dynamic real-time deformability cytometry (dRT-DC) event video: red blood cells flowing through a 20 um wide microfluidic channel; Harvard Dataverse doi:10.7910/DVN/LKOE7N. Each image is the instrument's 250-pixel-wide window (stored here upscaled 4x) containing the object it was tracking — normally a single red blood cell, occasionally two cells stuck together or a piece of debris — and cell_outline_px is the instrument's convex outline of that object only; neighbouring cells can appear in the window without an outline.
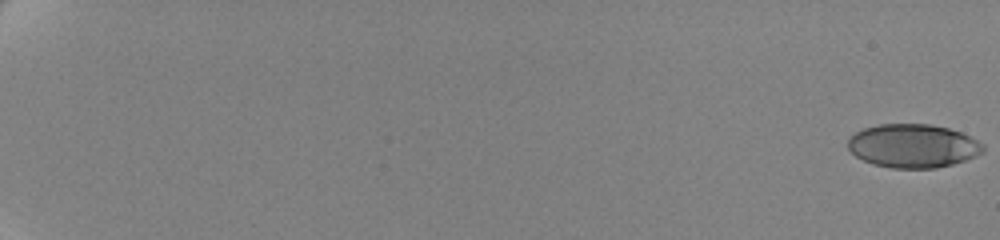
{"species": "human", "species_latin": "Homo sapiens", "temperature_condition": "cold", "stored_images_in_passage": 62, "camera_frame_rate_fps": 3000, "um_per_image_px": 0.085, "donor": {"sex": "female"}, "frame": {"image": 1, "passage_image": 1, "time_ms": 0.0, "image_size_px": [1000, 240], "cell_outline_px": [[984, 152], [976, 156], [952, 164], [936, 168], [892, 168], [872, 164], [856, 156], [848, 148], [848, 136], [864, 128], [880, 124], [932, 124], [948, 128], [960, 132], [984, 144]], "centroid_in_image_um": [77.59, 12.4], "position_along_channel_um": 7.4, "area_um2": 34.33}}
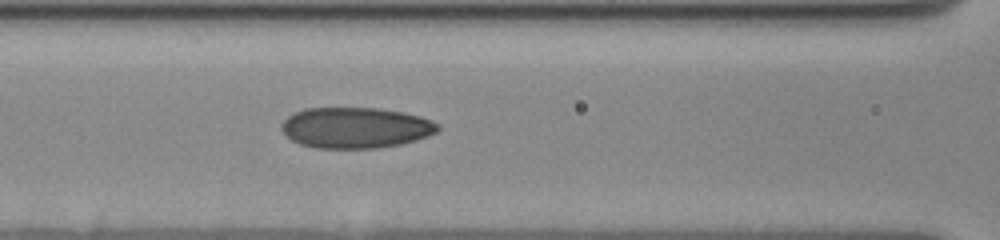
{"frame": {"image": 2, "passage_image": 32, "time_ms": 10.333, "image_size_px": [1000, 240], "cell_outline_px": [[440, 128], [436, 132], [428, 136], [416, 140], [400, 144], [376, 148], [316, 148], [300, 144], [292, 140], [280, 128], [280, 124], [288, 116], [304, 108], [376, 108], [404, 112], [420, 116], [440, 124]], "centroid_in_image_um": [30.23, 10.85], "position_along_channel_um": 136.4, "area_um2": 37.22}}
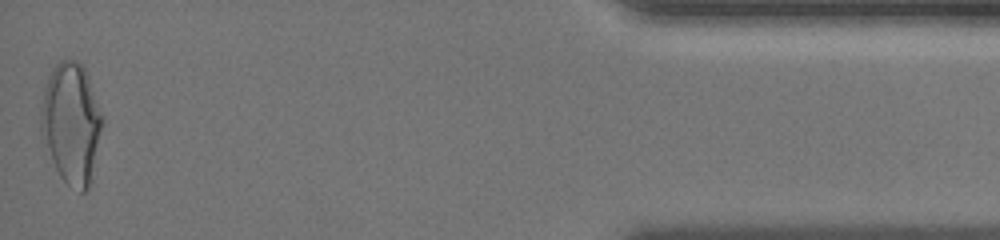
{"frame": {"image": 3, "passage_image": 62, "time_ms": 20.333, "image_size_px": [1000, 240], "cell_outline_px": [[104, 124], [92, 180], [88, 188], [84, 192], [80, 192], [68, 184], [60, 176], [52, 160], [40, 132], [40, 108], [44, 88], [48, 76], [56, 64], [60, 60], [76, 60], [84, 68], [104, 116]], "centroid_in_image_um": [6.08, 10.48], "position_along_channel_um": 429.1, "area_um2": 43.64}, "authors_computed_cell_mechanics": {"area_um2": 35.9805, "velocity_mm_per_s": 3.5115, "shape_relaxation_time_tau1_ms": 8.6525, "shape_relaxation_time_tau2_ms": 1.501, "deformation_change_tau1": 0.1971, "deformation_change_tau2": 0.0778}}